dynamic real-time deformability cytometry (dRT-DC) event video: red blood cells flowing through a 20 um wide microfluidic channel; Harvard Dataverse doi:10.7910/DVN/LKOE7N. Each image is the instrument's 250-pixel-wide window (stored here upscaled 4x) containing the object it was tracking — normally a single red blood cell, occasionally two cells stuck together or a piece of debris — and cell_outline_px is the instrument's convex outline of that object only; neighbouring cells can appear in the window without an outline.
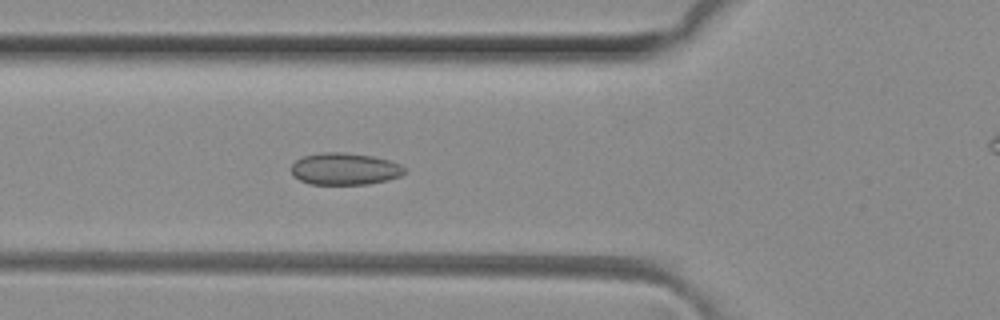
{"species": "common noctule bat (a hibernating species)", "species_latin": "Nyctalus noctula", "temperature_condition": "room temperature", "stored_images_in_passage": 50, "camera_frame_rate_fps": 3000, "um_per_image_px": 0.085, "animal": {"sex": "female", "body_mass_g": 29.2, "forearm_length_mm": 56.3}, "frame": {"image": 1, "passage_image": 17, "time_ms": 5.333, "image_size_px": [1000, 320], "cell_outline_px": [[408, 172], [400, 176], [388, 180], [368, 184], [308, 184], [292, 176], [292, 164], [296, 160], [304, 156], [320, 152], [340, 152], [372, 156], [388, 160], [400, 164]], "centroid_in_image_um": [29.3, 14.36], "position_along_channel_um": 96.5, "area_um2": 21.15}}
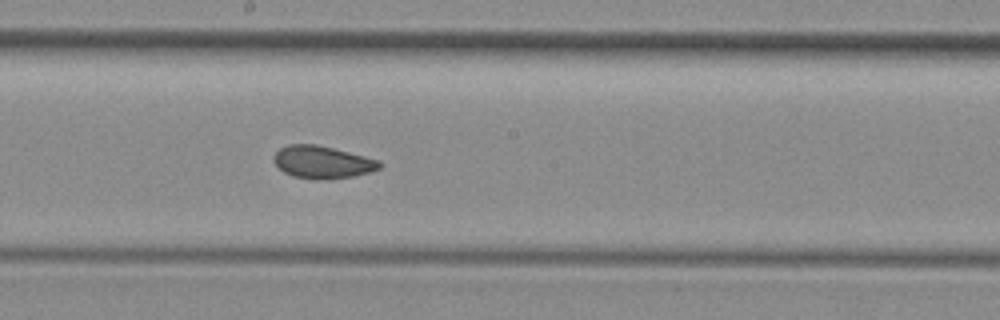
{"frame": {"image": 2, "passage_image": 26, "time_ms": 8.333, "image_size_px": [1000, 320], "cell_outline_px": [[384, 164], [380, 168], [372, 172], [352, 176], [328, 180], [312, 180], [292, 176], [284, 172], [272, 160], [272, 156], [280, 148], [288, 144], [316, 144], [380, 160]], "centroid_in_image_um": [27.4, 13.8], "position_along_channel_um": 220.8, "area_um2": 20.29}}
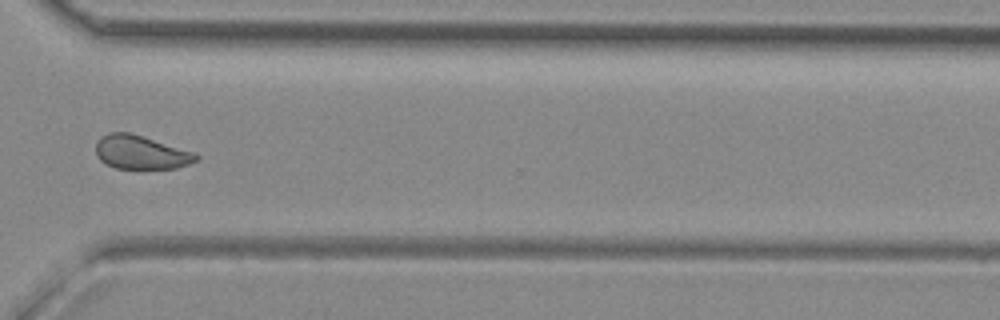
{"frame": {"image": 3, "passage_image": 36, "time_ms": 11.667, "image_size_px": [1000, 320], "cell_outline_px": [[200, 160], [176, 168], [116, 168], [100, 160], [96, 156], [96, 144], [108, 132], [128, 132], [192, 152], [200, 156]], "centroid_in_image_um": [11.97, 12.96], "position_along_channel_um": 358.6, "area_um2": 19.19}, "authors_computed_cell_mechanics": {"area_um2": 20.6924, "velocity_mm_per_s": 4.1342, "shape_relaxation_time_tau1_ms": null, "shape_relaxation_time_tau2_ms": 1.0198, "deformation_change_tau1": null, "deformation_change_tau2": 0.0557}}